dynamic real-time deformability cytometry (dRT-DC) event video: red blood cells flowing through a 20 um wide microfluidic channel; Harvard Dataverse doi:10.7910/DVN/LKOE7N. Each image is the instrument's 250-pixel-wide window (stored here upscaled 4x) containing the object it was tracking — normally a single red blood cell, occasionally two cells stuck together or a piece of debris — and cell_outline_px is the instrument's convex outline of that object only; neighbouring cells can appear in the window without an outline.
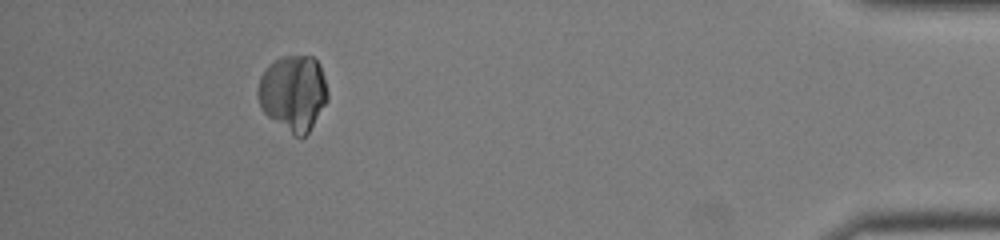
{"species": "common noctule bat (a hibernating species)", "species_latin": "Nyctalus noctula", "temperature_condition": "room temperature", "stored_images_in_passage": 35, "segment_of_instrument_passage": [2, 2], "camera_frame_rate_fps": 3000, "um_per_image_px": 0.085, "animal": {"sex": "female", "body_mass_g": 22.0, "forearm_length_mm": 56.7}, "frame": {"image": 1, "passage_image": 31, "time_ms": 10.0, "image_size_px": [1000, 240], "cell_outline_px": [[328, 100], [308, 132], [300, 140], [268, 116], [264, 112], [260, 104], [256, 92], [256, 88], [260, 76], [280, 56], [312, 56], [320, 64], [328, 92]], "centroid_in_image_um": [24.93, 7.91], "position_along_channel_um": 410.3, "area_um2": 30.63}}